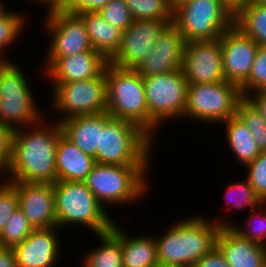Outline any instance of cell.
<instances>
[{"label":"cell","instance_id":"cell-1","mask_svg":"<svg viewBox=\"0 0 266 267\" xmlns=\"http://www.w3.org/2000/svg\"><path fill=\"white\" fill-rule=\"evenodd\" d=\"M52 121L49 122L48 117H44L34 125L16 129L12 161L3 174V180L28 183L57 182L56 150L63 131L60 123Z\"/></svg>","mask_w":266,"mask_h":267},{"label":"cell","instance_id":"cell-2","mask_svg":"<svg viewBox=\"0 0 266 267\" xmlns=\"http://www.w3.org/2000/svg\"><path fill=\"white\" fill-rule=\"evenodd\" d=\"M223 217L209 220L202 214L188 216L181 218L179 222H174L161 236L154 235L158 263L193 267L216 246V237L220 228L231 226L232 220L228 222Z\"/></svg>","mask_w":266,"mask_h":267},{"label":"cell","instance_id":"cell-3","mask_svg":"<svg viewBox=\"0 0 266 267\" xmlns=\"http://www.w3.org/2000/svg\"><path fill=\"white\" fill-rule=\"evenodd\" d=\"M150 169L151 166L95 163L83 182L104 208L125 207L129 203L138 204V200L148 195Z\"/></svg>","mask_w":266,"mask_h":267},{"label":"cell","instance_id":"cell-4","mask_svg":"<svg viewBox=\"0 0 266 267\" xmlns=\"http://www.w3.org/2000/svg\"><path fill=\"white\" fill-rule=\"evenodd\" d=\"M155 140L133 122L110 117L100 131L96 163L151 166Z\"/></svg>","mask_w":266,"mask_h":267},{"label":"cell","instance_id":"cell-5","mask_svg":"<svg viewBox=\"0 0 266 267\" xmlns=\"http://www.w3.org/2000/svg\"><path fill=\"white\" fill-rule=\"evenodd\" d=\"M54 194L59 229L81 225L96 236L113 228L115 219L83 181H57L54 183Z\"/></svg>","mask_w":266,"mask_h":267},{"label":"cell","instance_id":"cell-6","mask_svg":"<svg viewBox=\"0 0 266 267\" xmlns=\"http://www.w3.org/2000/svg\"><path fill=\"white\" fill-rule=\"evenodd\" d=\"M107 107L113 118L127 120L150 135V116L146 104L143 78L134 69L105 67Z\"/></svg>","mask_w":266,"mask_h":267},{"label":"cell","instance_id":"cell-7","mask_svg":"<svg viewBox=\"0 0 266 267\" xmlns=\"http://www.w3.org/2000/svg\"><path fill=\"white\" fill-rule=\"evenodd\" d=\"M20 66L15 61L0 65V121L15 130L34 125L45 117Z\"/></svg>","mask_w":266,"mask_h":267},{"label":"cell","instance_id":"cell-8","mask_svg":"<svg viewBox=\"0 0 266 267\" xmlns=\"http://www.w3.org/2000/svg\"><path fill=\"white\" fill-rule=\"evenodd\" d=\"M235 14L221 0H187L173 10V24L186 43L220 38Z\"/></svg>","mask_w":266,"mask_h":267},{"label":"cell","instance_id":"cell-9","mask_svg":"<svg viewBox=\"0 0 266 267\" xmlns=\"http://www.w3.org/2000/svg\"><path fill=\"white\" fill-rule=\"evenodd\" d=\"M143 82L150 116V136L155 140L156 132L166 121L183 120L188 81L182 69L144 77Z\"/></svg>","mask_w":266,"mask_h":267},{"label":"cell","instance_id":"cell-10","mask_svg":"<svg viewBox=\"0 0 266 267\" xmlns=\"http://www.w3.org/2000/svg\"><path fill=\"white\" fill-rule=\"evenodd\" d=\"M243 99L240 87L226 80L216 83L188 84L183 118L220 125L236 115Z\"/></svg>","mask_w":266,"mask_h":267},{"label":"cell","instance_id":"cell-11","mask_svg":"<svg viewBox=\"0 0 266 267\" xmlns=\"http://www.w3.org/2000/svg\"><path fill=\"white\" fill-rule=\"evenodd\" d=\"M51 84V107L61 115L58 120L55 119L56 122L60 123L73 116L106 112L105 70L93 79Z\"/></svg>","mask_w":266,"mask_h":267},{"label":"cell","instance_id":"cell-12","mask_svg":"<svg viewBox=\"0 0 266 267\" xmlns=\"http://www.w3.org/2000/svg\"><path fill=\"white\" fill-rule=\"evenodd\" d=\"M42 19L49 42L44 58H63L93 49L85 24L79 15L68 11L46 10ZM48 50V51H47Z\"/></svg>","mask_w":266,"mask_h":267},{"label":"cell","instance_id":"cell-13","mask_svg":"<svg viewBox=\"0 0 266 267\" xmlns=\"http://www.w3.org/2000/svg\"><path fill=\"white\" fill-rule=\"evenodd\" d=\"M171 23L173 20H134L123 32L120 48L109 63L117 68L134 69Z\"/></svg>","mask_w":266,"mask_h":267},{"label":"cell","instance_id":"cell-14","mask_svg":"<svg viewBox=\"0 0 266 267\" xmlns=\"http://www.w3.org/2000/svg\"><path fill=\"white\" fill-rule=\"evenodd\" d=\"M182 69L188 84L216 83L225 80L220 39L186 43Z\"/></svg>","mask_w":266,"mask_h":267},{"label":"cell","instance_id":"cell-15","mask_svg":"<svg viewBox=\"0 0 266 267\" xmlns=\"http://www.w3.org/2000/svg\"><path fill=\"white\" fill-rule=\"evenodd\" d=\"M185 45L184 37L171 23L134 70L142 78L182 70Z\"/></svg>","mask_w":266,"mask_h":267},{"label":"cell","instance_id":"cell-16","mask_svg":"<svg viewBox=\"0 0 266 267\" xmlns=\"http://www.w3.org/2000/svg\"><path fill=\"white\" fill-rule=\"evenodd\" d=\"M219 39L224 79L240 87L249 78L259 45L235 25Z\"/></svg>","mask_w":266,"mask_h":267},{"label":"cell","instance_id":"cell-17","mask_svg":"<svg viewBox=\"0 0 266 267\" xmlns=\"http://www.w3.org/2000/svg\"><path fill=\"white\" fill-rule=\"evenodd\" d=\"M18 194V207L34 229L58 227L54 183L10 182Z\"/></svg>","mask_w":266,"mask_h":267},{"label":"cell","instance_id":"cell-18","mask_svg":"<svg viewBox=\"0 0 266 267\" xmlns=\"http://www.w3.org/2000/svg\"><path fill=\"white\" fill-rule=\"evenodd\" d=\"M45 80L50 83H69L98 77L109 63L95 49L70 57L44 58ZM48 78V79H47Z\"/></svg>","mask_w":266,"mask_h":267},{"label":"cell","instance_id":"cell-19","mask_svg":"<svg viewBox=\"0 0 266 267\" xmlns=\"http://www.w3.org/2000/svg\"><path fill=\"white\" fill-rule=\"evenodd\" d=\"M57 230L60 229H34L25 240L15 245L17 267H55L62 251Z\"/></svg>","mask_w":266,"mask_h":267},{"label":"cell","instance_id":"cell-20","mask_svg":"<svg viewBox=\"0 0 266 267\" xmlns=\"http://www.w3.org/2000/svg\"><path fill=\"white\" fill-rule=\"evenodd\" d=\"M216 247L230 267H266V246L243 238L230 226L220 228Z\"/></svg>","mask_w":266,"mask_h":267},{"label":"cell","instance_id":"cell-21","mask_svg":"<svg viewBox=\"0 0 266 267\" xmlns=\"http://www.w3.org/2000/svg\"><path fill=\"white\" fill-rule=\"evenodd\" d=\"M111 116L107 112L78 115L60 122L63 134L96 162V150L100 147V131Z\"/></svg>","mask_w":266,"mask_h":267},{"label":"cell","instance_id":"cell-22","mask_svg":"<svg viewBox=\"0 0 266 267\" xmlns=\"http://www.w3.org/2000/svg\"><path fill=\"white\" fill-rule=\"evenodd\" d=\"M95 159L85 154L63 133L56 150L57 181H84L95 165Z\"/></svg>","mask_w":266,"mask_h":267},{"label":"cell","instance_id":"cell-23","mask_svg":"<svg viewBox=\"0 0 266 267\" xmlns=\"http://www.w3.org/2000/svg\"><path fill=\"white\" fill-rule=\"evenodd\" d=\"M82 18L90 43L108 62L118 52L123 31L111 25L98 12L79 14Z\"/></svg>","mask_w":266,"mask_h":267},{"label":"cell","instance_id":"cell-24","mask_svg":"<svg viewBox=\"0 0 266 267\" xmlns=\"http://www.w3.org/2000/svg\"><path fill=\"white\" fill-rule=\"evenodd\" d=\"M115 222L113 228L97 234L100 246L89 249L82 255V267H123L121 226Z\"/></svg>","mask_w":266,"mask_h":267},{"label":"cell","instance_id":"cell-25","mask_svg":"<svg viewBox=\"0 0 266 267\" xmlns=\"http://www.w3.org/2000/svg\"><path fill=\"white\" fill-rule=\"evenodd\" d=\"M123 267H157V243L151 234L129 236L121 228Z\"/></svg>","mask_w":266,"mask_h":267},{"label":"cell","instance_id":"cell-26","mask_svg":"<svg viewBox=\"0 0 266 267\" xmlns=\"http://www.w3.org/2000/svg\"><path fill=\"white\" fill-rule=\"evenodd\" d=\"M222 123L232 155L240 164L247 166L260 154L251 132L237 115L221 122V126Z\"/></svg>","mask_w":266,"mask_h":267},{"label":"cell","instance_id":"cell-27","mask_svg":"<svg viewBox=\"0 0 266 267\" xmlns=\"http://www.w3.org/2000/svg\"><path fill=\"white\" fill-rule=\"evenodd\" d=\"M234 25L257 45L266 46V4L244 5L235 14Z\"/></svg>","mask_w":266,"mask_h":267},{"label":"cell","instance_id":"cell-28","mask_svg":"<svg viewBox=\"0 0 266 267\" xmlns=\"http://www.w3.org/2000/svg\"><path fill=\"white\" fill-rule=\"evenodd\" d=\"M20 12V13H19ZM9 11L8 9L0 13V59L3 62H11L6 52L16 41L20 34L26 29L24 12ZM25 27V28H24ZM17 39V40H16ZM7 49V50H6ZM3 52L5 53L3 55Z\"/></svg>","mask_w":266,"mask_h":267},{"label":"cell","instance_id":"cell-29","mask_svg":"<svg viewBox=\"0 0 266 267\" xmlns=\"http://www.w3.org/2000/svg\"><path fill=\"white\" fill-rule=\"evenodd\" d=\"M225 202H227L228 209L231 208L248 209L253 210L260 207L264 201L261 197L253 190L248 179L239 180L232 185H228L226 189Z\"/></svg>","mask_w":266,"mask_h":267},{"label":"cell","instance_id":"cell-30","mask_svg":"<svg viewBox=\"0 0 266 267\" xmlns=\"http://www.w3.org/2000/svg\"><path fill=\"white\" fill-rule=\"evenodd\" d=\"M134 20H173V10L166 0H125Z\"/></svg>","mask_w":266,"mask_h":267},{"label":"cell","instance_id":"cell-31","mask_svg":"<svg viewBox=\"0 0 266 267\" xmlns=\"http://www.w3.org/2000/svg\"><path fill=\"white\" fill-rule=\"evenodd\" d=\"M236 115L242 120L251 132L260 152L266 151V120L254 108V106L243 98L238 106Z\"/></svg>","mask_w":266,"mask_h":267},{"label":"cell","instance_id":"cell-32","mask_svg":"<svg viewBox=\"0 0 266 267\" xmlns=\"http://www.w3.org/2000/svg\"><path fill=\"white\" fill-rule=\"evenodd\" d=\"M34 230L22 210L17 207L0 233V247H14Z\"/></svg>","mask_w":266,"mask_h":267},{"label":"cell","instance_id":"cell-33","mask_svg":"<svg viewBox=\"0 0 266 267\" xmlns=\"http://www.w3.org/2000/svg\"><path fill=\"white\" fill-rule=\"evenodd\" d=\"M247 224L231 223V228L243 238L266 246V202L260 207L250 210ZM241 226V227H240Z\"/></svg>","mask_w":266,"mask_h":267},{"label":"cell","instance_id":"cell-34","mask_svg":"<svg viewBox=\"0 0 266 267\" xmlns=\"http://www.w3.org/2000/svg\"><path fill=\"white\" fill-rule=\"evenodd\" d=\"M240 90L243 98L254 91L266 90V46L258 47L249 78Z\"/></svg>","mask_w":266,"mask_h":267},{"label":"cell","instance_id":"cell-35","mask_svg":"<svg viewBox=\"0 0 266 267\" xmlns=\"http://www.w3.org/2000/svg\"><path fill=\"white\" fill-rule=\"evenodd\" d=\"M98 13L103 19L123 32L134 21L125 0H110Z\"/></svg>","mask_w":266,"mask_h":267},{"label":"cell","instance_id":"cell-36","mask_svg":"<svg viewBox=\"0 0 266 267\" xmlns=\"http://www.w3.org/2000/svg\"><path fill=\"white\" fill-rule=\"evenodd\" d=\"M245 177L250 182L253 190L266 202V151L260 154L247 166Z\"/></svg>","mask_w":266,"mask_h":267},{"label":"cell","instance_id":"cell-37","mask_svg":"<svg viewBox=\"0 0 266 267\" xmlns=\"http://www.w3.org/2000/svg\"><path fill=\"white\" fill-rule=\"evenodd\" d=\"M17 207V189L10 182L2 180L0 183V233Z\"/></svg>","mask_w":266,"mask_h":267},{"label":"cell","instance_id":"cell-38","mask_svg":"<svg viewBox=\"0 0 266 267\" xmlns=\"http://www.w3.org/2000/svg\"><path fill=\"white\" fill-rule=\"evenodd\" d=\"M15 129L0 121V174H4L12 161Z\"/></svg>","mask_w":266,"mask_h":267},{"label":"cell","instance_id":"cell-39","mask_svg":"<svg viewBox=\"0 0 266 267\" xmlns=\"http://www.w3.org/2000/svg\"><path fill=\"white\" fill-rule=\"evenodd\" d=\"M110 0H77L67 11L79 15L85 12H98L107 5Z\"/></svg>","mask_w":266,"mask_h":267},{"label":"cell","instance_id":"cell-40","mask_svg":"<svg viewBox=\"0 0 266 267\" xmlns=\"http://www.w3.org/2000/svg\"><path fill=\"white\" fill-rule=\"evenodd\" d=\"M193 267H230L220 250L215 246Z\"/></svg>","mask_w":266,"mask_h":267},{"label":"cell","instance_id":"cell-41","mask_svg":"<svg viewBox=\"0 0 266 267\" xmlns=\"http://www.w3.org/2000/svg\"><path fill=\"white\" fill-rule=\"evenodd\" d=\"M266 120V90L254 91L245 97Z\"/></svg>","mask_w":266,"mask_h":267},{"label":"cell","instance_id":"cell-42","mask_svg":"<svg viewBox=\"0 0 266 267\" xmlns=\"http://www.w3.org/2000/svg\"><path fill=\"white\" fill-rule=\"evenodd\" d=\"M0 267H17L13 247H0Z\"/></svg>","mask_w":266,"mask_h":267},{"label":"cell","instance_id":"cell-43","mask_svg":"<svg viewBox=\"0 0 266 267\" xmlns=\"http://www.w3.org/2000/svg\"><path fill=\"white\" fill-rule=\"evenodd\" d=\"M234 14H236L244 5H247V0H221Z\"/></svg>","mask_w":266,"mask_h":267},{"label":"cell","instance_id":"cell-44","mask_svg":"<svg viewBox=\"0 0 266 267\" xmlns=\"http://www.w3.org/2000/svg\"><path fill=\"white\" fill-rule=\"evenodd\" d=\"M77 0H58L49 10L67 11Z\"/></svg>","mask_w":266,"mask_h":267},{"label":"cell","instance_id":"cell-45","mask_svg":"<svg viewBox=\"0 0 266 267\" xmlns=\"http://www.w3.org/2000/svg\"><path fill=\"white\" fill-rule=\"evenodd\" d=\"M32 1L40 3V5L41 4L45 5L46 9L49 10L58 0H32ZM32 1L30 0V2Z\"/></svg>","mask_w":266,"mask_h":267},{"label":"cell","instance_id":"cell-46","mask_svg":"<svg viewBox=\"0 0 266 267\" xmlns=\"http://www.w3.org/2000/svg\"><path fill=\"white\" fill-rule=\"evenodd\" d=\"M186 1L187 0H166V2L172 8V10H175L179 5H181Z\"/></svg>","mask_w":266,"mask_h":267},{"label":"cell","instance_id":"cell-47","mask_svg":"<svg viewBox=\"0 0 266 267\" xmlns=\"http://www.w3.org/2000/svg\"><path fill=\"white\" fill-rule=\"evenodd\" d=\"M247 4H266V0H247Z\"/></svg>","mask_w":266,"mask_h":267},{"label":"cell","instance_id":"cell-48","mask_svg":"<svg viewBox=\"0 0 266 267\" xmlns=\"http://www.w3.org/2000/svg\"><path fill=\"white\" fill-rule=\"evenodd\" d=\"M4 0H0V13L3 12L5 9L6 4L3 2Z\"/></svg>","mask_w":266,"mask_h":267},{"label":"cell","instance_id":"cell-49","mask_svg":"<svg viewBox=\"0 0 266 267\" xmlns=\"http://www.w3.org/2000/svg\"><path fill=\"white\" fill-rule=\"evenodd\" d=\"M157 267H182V266H172V265H158Z\"/></svg>","mask_w":266,"mask_h":267}]
</instances>
